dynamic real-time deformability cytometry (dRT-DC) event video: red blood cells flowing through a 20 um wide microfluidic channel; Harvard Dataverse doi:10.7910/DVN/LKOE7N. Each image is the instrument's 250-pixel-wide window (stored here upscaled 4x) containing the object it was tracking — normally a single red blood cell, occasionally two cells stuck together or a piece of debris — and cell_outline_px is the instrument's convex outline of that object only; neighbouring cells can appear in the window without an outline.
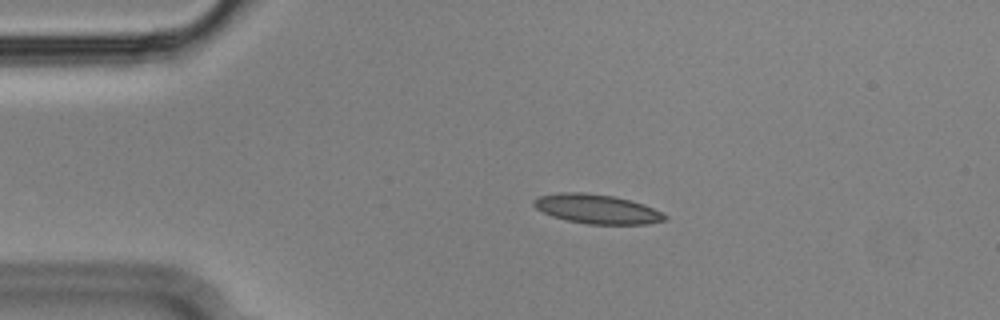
{"species": "Egyptian fruit bat (a non-hibernating species)", "species_latin": "Rousettus aegyptiacus", "temperature_condition": "cold", "stored_images_in_passage": 47, "camera_frame_rate_fps": 3000, "um_per_image_px": 0.085, "animal": {"sex": "male"}, "frame": {"image": 1, "passage_image": 3, "time_ms": 0.667, "image_size_px": [1000, 320], "cell_outline_px": [[668, 220], [648, 224], [588, 224], [568, 220], [552, 216], [536, 208], [532, 204], [532, 200], [540, 196], [560, 192], [584, 192], [612, 196], [644, 204], [668, 216]], "centroid_in_image_um": [50.74, 17.77], "position_along_channel_um": 34.3, "area_um2": 22.25}}
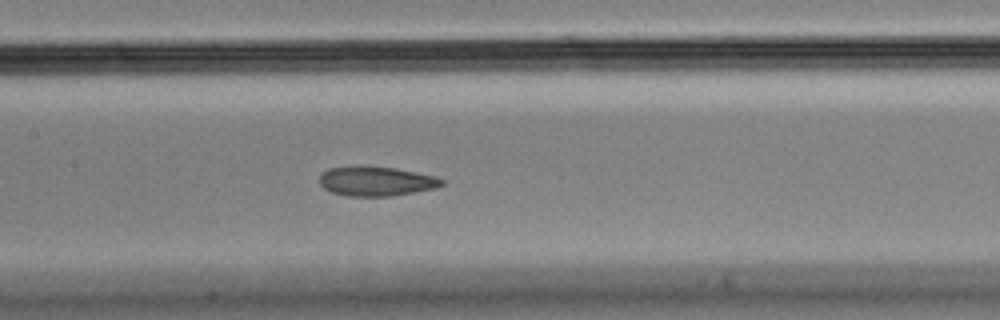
{"frame": {"image": 2, "passage_image": 18, "time_ms": 5.667, "image_size_px": [1000, 320], "cell_outline_px": [[444, 184], [436, 188], [392, 196], [348, 196], [332, 192], [324, 188], [320, 184], [320, 176], [328, 168], [396, 168], [432, 176], [444, 180]], "centroid_in_image_um": [32.0, 15.44], "position_along_channel_um": 175.4, "area_um2": 20.23}}
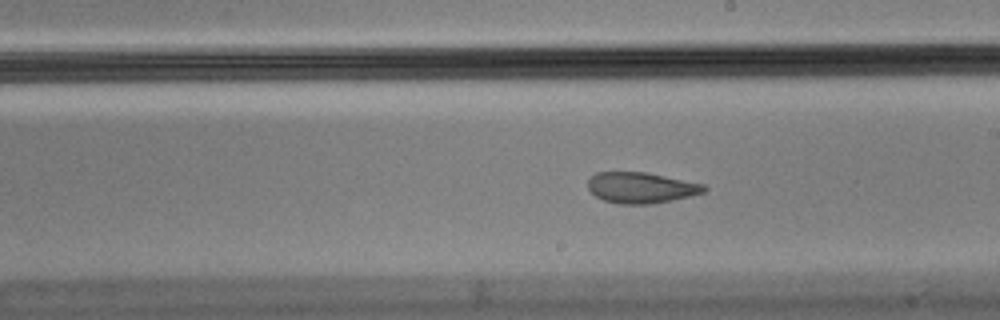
{"frame": {"image": 3, "passage_image": 23, "time_ms": 7.333, "image_size_px": [1000, 320], "cell_outline_px": [[708, 188], [704, 192], [692, 196], [652, 204], [620, 204], [604, 200], [596, 196], [588, 188], [588, 180], [596, 172], [648, 172], [704, 184]], "centroid_in_image_um": [54.52, 15.95], "position_along_channel_um": 234.5, "area_um2": 20.98}, "authors_computed_cell_mechanics": {"area_um2": 22.253, "velocity_mm_per_s": 3.5579, "shape_relaxation_time_tau1_ms": null, "shape_relaxation_time_tau2_ms": 1.6945, "deformation_change_tau1": null, "deformation_change_tau2": 0.0669}}